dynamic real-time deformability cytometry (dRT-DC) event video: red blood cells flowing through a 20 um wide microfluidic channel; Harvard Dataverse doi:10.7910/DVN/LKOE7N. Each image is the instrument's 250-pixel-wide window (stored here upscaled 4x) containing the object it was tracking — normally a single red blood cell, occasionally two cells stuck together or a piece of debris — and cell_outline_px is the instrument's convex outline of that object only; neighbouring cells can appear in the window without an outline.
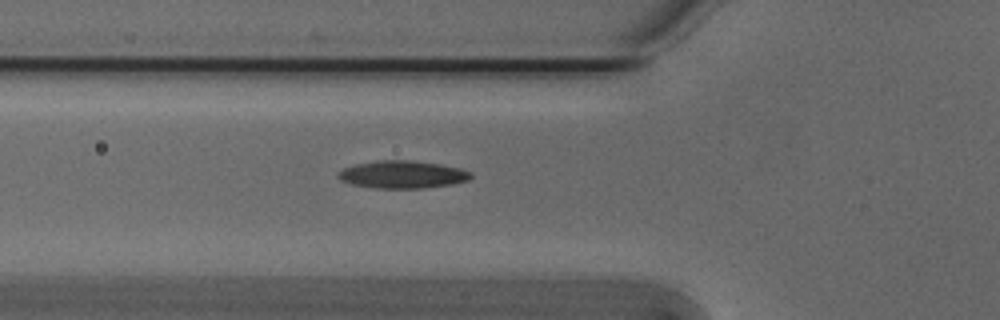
{"species": "Egyptian fruit bat (a non-hibernating species)", "species_latin": "Rousettus aegyptiacus", "temperature_condition": "cold", "stored_images_in_passage": 35, "camera_frame_rate_fps": 3000, "um_per_image_px": 0.085, "animal": {"sex": "male"}, "frame": {"image": 1, "passage_image": 6, "time_ms": 1.667, "image_size_px": [1000, 320], "cell_outline_px": [[472, 176], [468, 180], [452, 184], [424, 188], [376, 188], [352, 184], [340, 180], [336, 176], [336, 172], [344, 168], [356, 164], [376, 160], [412, 160], [440, 164], [460, 168], [472, 172]], "centroid_in_image_um": [34.19, 14.83], "position_along_channel_um": 91.6, "area_um2": 21.44}}
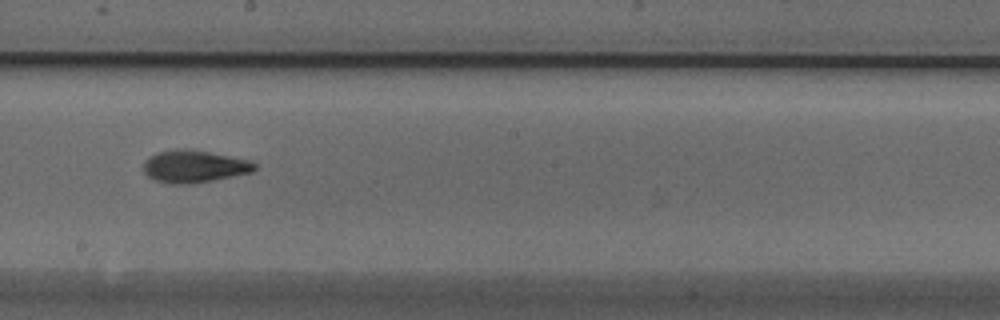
{"frame": {"image": 2, "passage_image": 17, "time_ms": 5.333, "image_size_px": [1000, 320], "cell_outline_px": [[256, 168], [252, 172], [192, 184], [172, 184], [156, 180], [148, 176], [144, 172], [144, 160], [148, 156], [156, 152], [172, 148], [192, 148], [252, 160], [256, 164]], "centroid_in_image_um": [16.49, 14.11], "position_along_channel_um": 231.7, "area_um2": 21.39}}
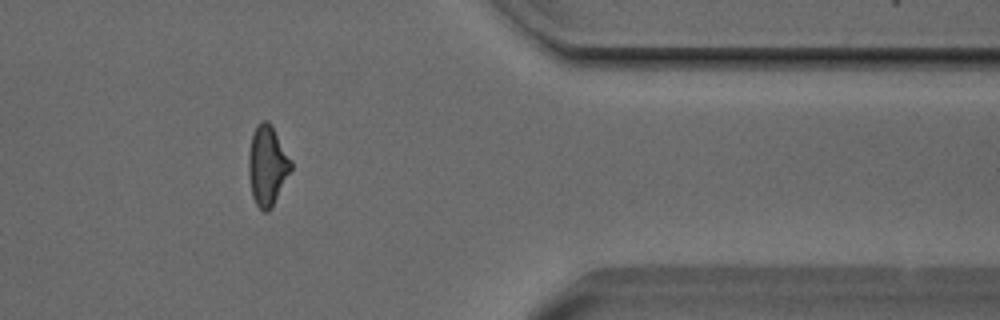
{"frame": {"image": 3, "passage_image": 31, "time_ms": 10.0, "image_size_px": [1000, 320], "cell_outline_px": [[292, 168], [272, 208], [268, 212], [264, 212], [256, 204], [252, 196], [248, 172], [248, 152], [252, 136], [260, 120], [268, 120], [292, 160]], "centroid_in_image_um": [22.72, 14.09], "position_along_channel_um": 388.7, "area_um2": 19.71}}